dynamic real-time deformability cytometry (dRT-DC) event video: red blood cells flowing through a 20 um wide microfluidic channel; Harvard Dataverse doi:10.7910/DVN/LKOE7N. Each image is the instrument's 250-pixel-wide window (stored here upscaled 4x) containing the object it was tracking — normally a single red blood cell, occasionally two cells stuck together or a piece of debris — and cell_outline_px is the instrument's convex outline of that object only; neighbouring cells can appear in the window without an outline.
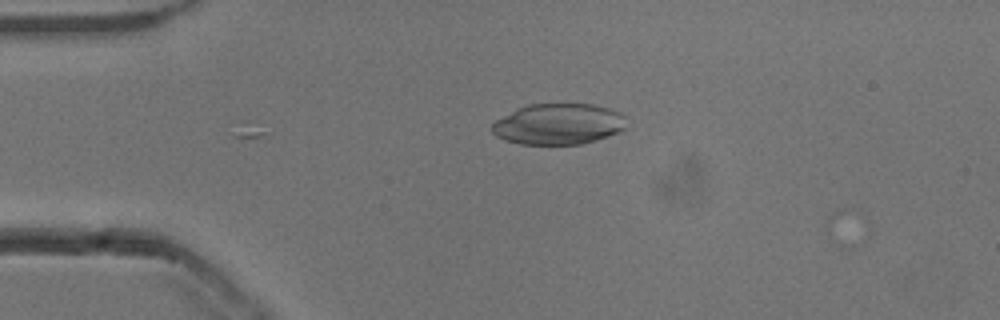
{"species": "common noctule bat (a hibernating species)", "species_latin": "Nyctalus noctula", "temperature_condition": "cold", "stored_images_in_passage": 2, "camera_frame_rate_fps": 3000, "um_per_image_px": 0.085, "animal": {"sex": "male", "body_mass_g": 13.3}, "frame": {"image": 1, "passage_image": 2, "time_ms": 0.333, "image_size_px": [1000, 320], "cell_outline_px": [[624, 128], [608, 136], [596, 140], [580, 144], [520, 144], [504, 140], [496, 136], [492, 132], [492, 124], [496, 120], [516, 108], [528, 104], [592, 104], [608, 108], [620, 112], [624, 116]], "centroid_in_image_um": [47.42, 10.54], "position_along_channel_um": 37.6, "area_um2": 31.96}}